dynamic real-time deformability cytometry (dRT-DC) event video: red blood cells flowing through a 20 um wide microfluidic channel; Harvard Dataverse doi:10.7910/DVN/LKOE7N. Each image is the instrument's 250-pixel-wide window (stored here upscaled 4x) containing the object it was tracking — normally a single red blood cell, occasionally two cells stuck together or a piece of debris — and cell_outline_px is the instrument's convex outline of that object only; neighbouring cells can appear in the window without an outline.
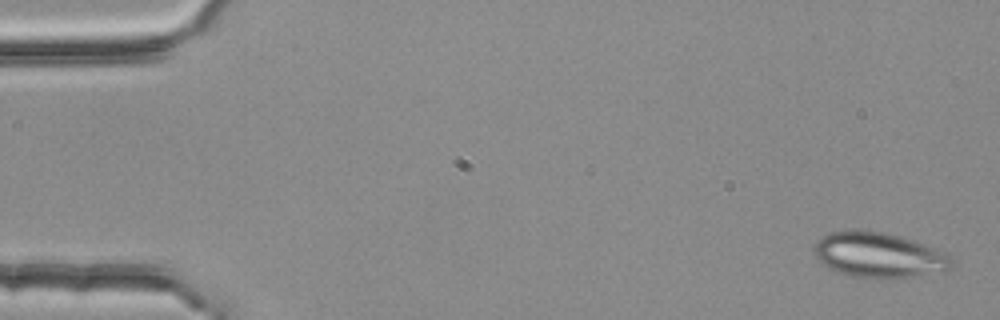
{"species": "common noctule bat (a hibernating species)", "species_latin": "Nyctalus noctula", "temperature_condition": "room temperature", "stored_images_in_passage": 5, "segment_of_instrument_passage": [1, 2], "camera_frame_rate_fps": 3000, "um_per_image_px": 0.085, "animal": {"sex": "female", "body_mass_g": 25.1}, "frame": {"image": 1, "passage_image": 1, "time_ms": 0.0, "image_size_px": [1000, 320], "cell_outline_px": [[952, 264], [944, 272], [900, 280], [876, 280], [848, 276], [828, 268], [816, 256], [816, 244], [824, 236], [832, 232], [852, 228], [856, 228], [884, 232], [900, 236], [936, 248], [944, 252], [952, 260]], "centroid_in_image_um": [74.75, 21.72], "position_along_channel_um": 10.3, "area_um2": 37.05}}